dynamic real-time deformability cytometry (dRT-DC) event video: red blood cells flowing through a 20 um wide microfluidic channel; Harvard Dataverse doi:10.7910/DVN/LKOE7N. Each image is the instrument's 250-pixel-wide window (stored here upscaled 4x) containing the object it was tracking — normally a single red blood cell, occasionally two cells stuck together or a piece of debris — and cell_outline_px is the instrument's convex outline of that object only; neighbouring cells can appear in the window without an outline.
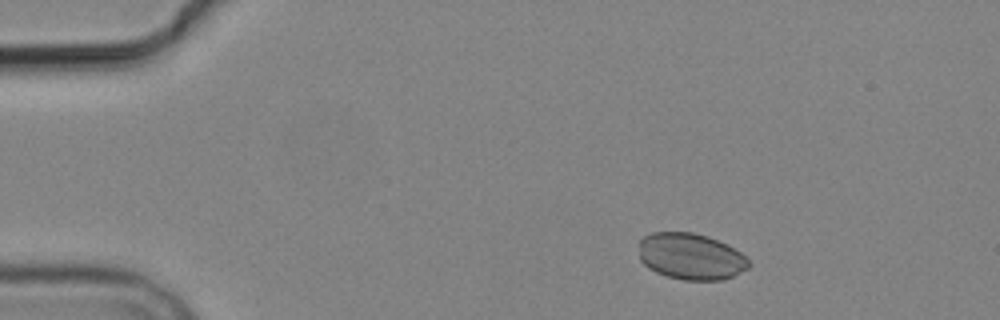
{"species": "common noctule bat (a hibernating species)", "species_latin": "Nyctalus noctula", "temperature_condition": "cold", "stored_images_in_passage": 5, "camera_frame_rate_fps": 3000, "um_per_image_px": 0.085, "animal": {"sex": "male", "body_mass_g": 19.2, "forearm_length_mm": 51.8}, "frame": {"image": 1, "passage_image": 2, "time_ms": 1.333, "image_size_px": [1000, 320], "cell_outline_px": [[752, 264], [748, 268], [724, 280], [684, 280], [668, 276], [656, 272], [648, 268], [640, 260], [640, 240], [644, 236], [652, 232], [692, 232], [708, 236], [728, 244], [740, 252]], "centroid_in_image_um": [58.73, 21.79], "position_along_channel_um": 26.3, "area_um2": 29.82}}